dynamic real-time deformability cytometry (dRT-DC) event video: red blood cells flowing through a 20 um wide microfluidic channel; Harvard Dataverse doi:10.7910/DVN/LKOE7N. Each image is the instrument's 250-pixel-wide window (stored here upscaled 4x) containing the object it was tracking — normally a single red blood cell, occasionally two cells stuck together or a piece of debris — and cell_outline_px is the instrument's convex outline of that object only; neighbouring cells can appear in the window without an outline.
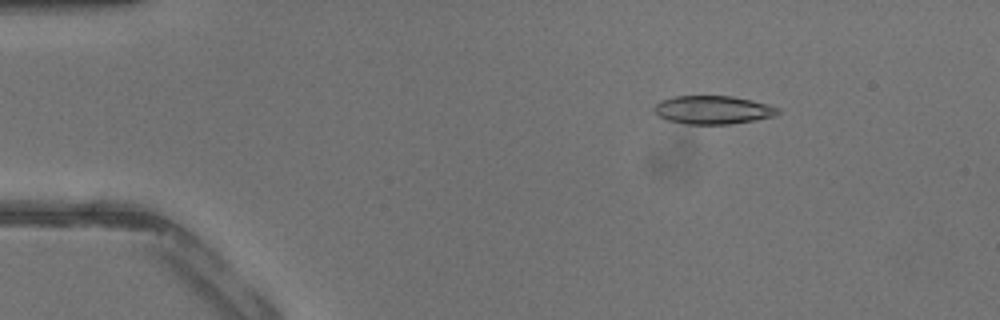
{"species": "common noctule bat (a hibernating species)", "species_latin": "Nyctalus noctula", "temperature_condition": "warm", "stored_images_in_passage": 42, "camera_frame_rate_fps": 3000, "um_per_image_px": 0.085, "animal": {"sex": "male", "body_mass_g": 13.3}, "frame": {"image": 1, "passage_image": 7, "time_ms": 2.0, "image_size_px": [1000, 320], "cell_outline_px": [[780, 112], [772, 116], [752, 120], [728, 124], [684, 124], [668, 120], [660, 116], [652, 108], [660, 100], [676, 96], [732, 96], [752, 100], [768, 104], [780, 108]], "centroid_in_image_um": [60.58, 9.33], "position_along_channel_um": 24.4, "area_um2": 20.29}}
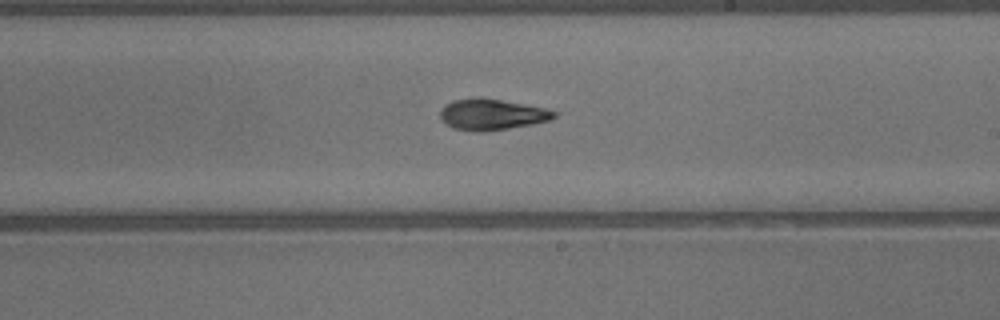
{"frame": {"image": 2, "passage_image": 25, "time_ms": 8.0, "image_size_px": [1000, 320], "cell_outline_px": [[556, 116], [552, 120], [532, 124], [484, 132], [476, 132], [452, 128], [440, 116], [440, 108], [444, 104], [452, 100], [472, 96], [480, 96], [548, 108], [556, 112]], "centroid_in_image_um": [41.8, 9.7], "position_along_channel_um": 247.2, "area_um2": 21.04}}
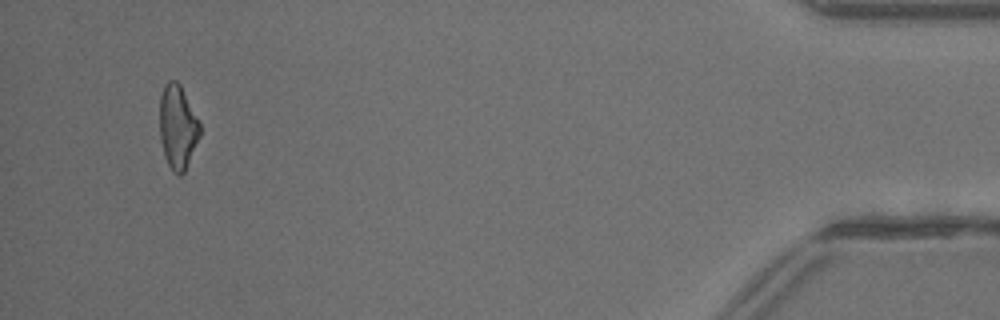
{"frame": {"image": 3, "passage_image": 40, "time_ms": 13.0, "image_size_px": [1000, 320], "cell_outline_px": [[200, 136], [184, 172], [180, 176], [172, 172], [164, 156], [160, 140], [160, 96], [164, 84], [168, 80], [176, 80], [180, 84], [200, 120]], "centroid_in_image_um": [15.1, 10.78], "position_along_channel_um": 420.1, "area_um2": 19.94}}